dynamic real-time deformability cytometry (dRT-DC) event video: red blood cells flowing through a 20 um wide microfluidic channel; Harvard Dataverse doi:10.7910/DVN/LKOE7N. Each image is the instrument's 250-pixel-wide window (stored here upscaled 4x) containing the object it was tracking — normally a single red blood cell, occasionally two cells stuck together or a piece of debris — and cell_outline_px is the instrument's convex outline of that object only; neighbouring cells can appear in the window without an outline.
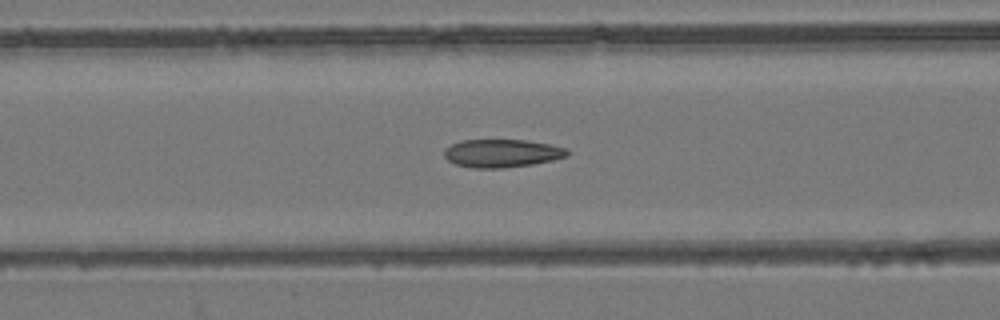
{"species": "common noctule bat (a hibernating species)", "species_latin": "Nyctalus noctula", "temperature_condition": "room temperature", "stored_images_in_passage": 50, "camera_frame_rate_fps": 3000, "um_per_image_px": 0.085, "animal": {"sex": "female", "body_mass_g": 24.6, "forearm_length_mm": 56.2}, "frame": {"image": 1, "passage_image": 18, "time_ms": 5.667, "image_size_px": [1000, 320], "cell_outline_px": [[568, 156], [552, 160], [532, 164], [504, 168], [472, 168], [456, 164], [448, 160], [444, 156], [444, 148], [460, 140], [528, 140], [568, 148]], "centroid_in_image_um": [42.65, 13.02], "position_along_channel_um": 123.9, "area_um2": 20.17}}
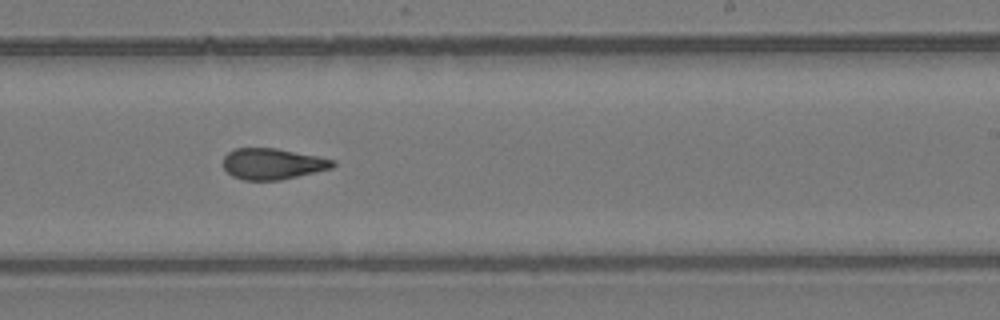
{"frame": {"image": 2, "passage_image": 29, "time_ms": 9.333, "image_size_px": [1000, 320], "cell_outline_px": [[336, 164], [332, 168], [316, 172], [280, 180], [244, 180], [232, 176], [224, 168], [224, 156], [228, 152], [236, 148], [276, 148], [336, 160]], "centroid_in_image_um": [23.18, 13.93], "position_along_channel_um": 265.8, "area_um2": 19.77}}
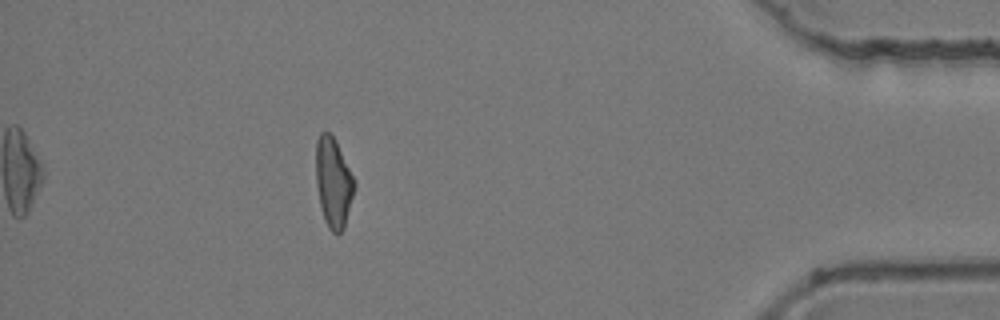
{"frame": {"image": 3, "passage_image": 44, "time_ms": 14.333, "image_size_px": [1000, 320], "cell_outline_px": [[356, 184], [344, 228], [336, 236], [328, 228], [324, 220], [320, 204], [316, 184], [316, 140], [320, 132], [328, 132], [336, 140]], "centroid_in_image_um": [28.32, 15.53], "position_along_channel_um": 406.9, "area_um2": 20.06}, "authors_computed_cell_mechanics": {"area_um2": 20.4612, "velocity_mm_per_s": 3.8725, "shape_relaxation_time_tau1_ms": null, "shape_relaxation_time_tau2_ms": 2.2225, "deformation_change_tau1": null, "deformation_change_tau2": 0.0895}}